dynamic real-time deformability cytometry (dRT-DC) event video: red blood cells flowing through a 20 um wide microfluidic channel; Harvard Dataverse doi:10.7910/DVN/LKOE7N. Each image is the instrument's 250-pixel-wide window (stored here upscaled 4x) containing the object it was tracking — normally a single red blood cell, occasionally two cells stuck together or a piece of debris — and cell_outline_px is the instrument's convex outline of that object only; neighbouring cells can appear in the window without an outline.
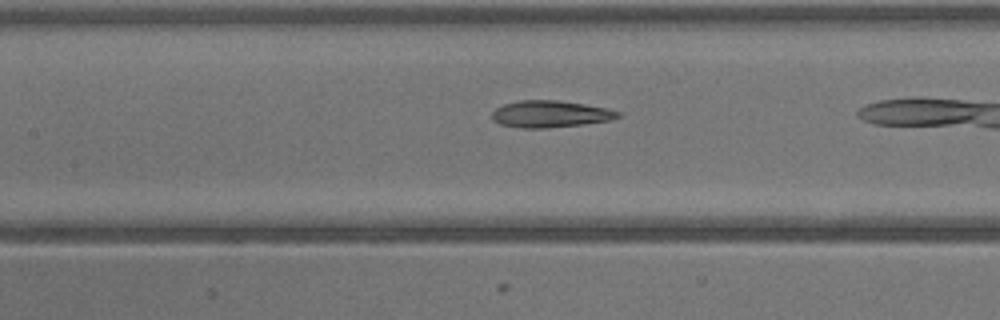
{"species": "common noctule bat (a hibernating species)", "species_latin": "Nyctalus noctula", "temperature_condition": "warm", "stored_images_in_passage": 8, "camera_frame_rate_fps": 3000, "um_per_image_px": 0.085, "animal": {"sex": "male", "body_mass_g": 13.3}, "frame": {"image": 1, "passage_image": 7, "time_ms": 2.0, "image_size_px": [1000, 320], "cell_outline_px": [[620, 116], [612, 120], [580, 124], [544, 128], [520, 128], [500, 124], [492, 120], [492, 112], [496, 108], [504, 104], [520, 100], [556, 100], [584, 104], [608, 108], [620, 112]], "centroid_in_image_um": [46.75, 9.69], "position_along_channel_um": 160.6, "area_um2": 19.59}}